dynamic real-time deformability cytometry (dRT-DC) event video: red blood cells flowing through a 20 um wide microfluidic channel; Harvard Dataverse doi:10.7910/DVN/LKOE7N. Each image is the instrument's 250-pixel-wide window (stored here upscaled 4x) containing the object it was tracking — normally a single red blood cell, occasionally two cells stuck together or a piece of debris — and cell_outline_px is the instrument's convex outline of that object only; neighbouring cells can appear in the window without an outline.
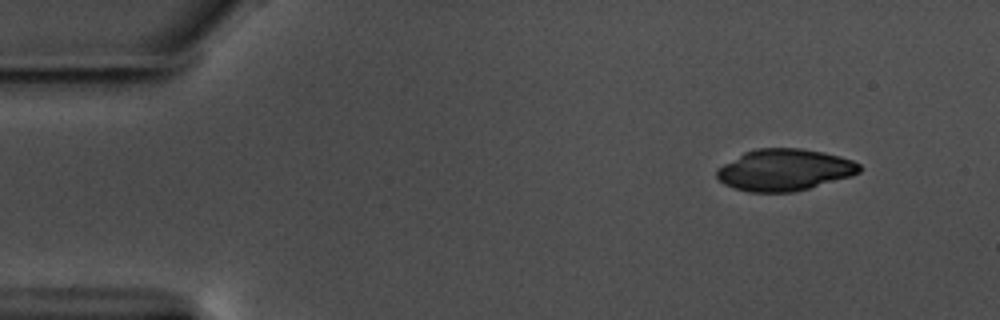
{"species": "common noctule bat (a hibernating species)", "species_latin": "Nyctalus noctula", "temperature_condition": "warm", "stored_images_in_passage": 31, "camera_frame_rate_fps": 3000, "um_per_image_px": 0.085, "animal": {"sex": "male", "body_mass_g": 17.5, "forearm_length_mm": 52.3}, "frame": {"image": 1, "passage_image": 1, "time_ms": 0.0, "image_size_px": [1000, 320], "cell_outline_px": [[860, 172], [852, 176], [808, 188], [792, 192], [748, 192], [724, 184], [716, 176], [716, 168], [744, 152], [756, 148], [800, 148], [824, 152], [840, 156], [852, 160], [860, 164]], "centroid_in_image_um": [66.67, 14.43], "position_along_channel_um": 18.3, "area_um2": 34.62}}